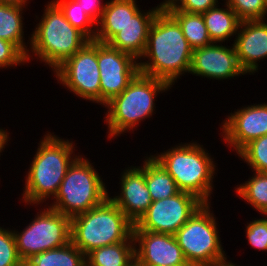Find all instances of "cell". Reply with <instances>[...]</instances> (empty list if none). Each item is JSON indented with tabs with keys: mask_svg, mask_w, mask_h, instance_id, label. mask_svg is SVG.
<instances>
[{
	"mask_svg": "<svg viewBox=\"0 0 267 266\" xmlns=\"http://www.w3.org/2000/svg\"><path fill=\"white\" fill-rule=\"evenodd\" d=\"M237 155L249 165L252 172L267 173V135L250 141Z\"/></svg>",
	"mask_w": 267,
	"mask_h": 266,
	"instance_id": "cell-28",
	"label": "cell"
},
{
	"mask_svg": "<svg viewBox=\"0 0 267 266\" xmlns=\"http://www.w3.org/2000/svg\"><path fill=\"white\" fill-rule=\"evenodd\" d=\"M84 12L97 24L102 17L103 11L107 6V2L101 3L103 0H75Z\"/></svg>",
	"mask_w": 267,
	"mask_h": 266,
	"instance_id": "cell-34",
	"label": "cell"
},
{
	"mask_svg": "<svg viewBox=\"0 0 267 266\" xmlns=\"http://www.w3.org/2000/svg\"><path fill=\"white\" fill-rule=\"evenodd\" d=\"M97 62L100 72V105L119 95L140 72L133 56L97 42Z\"/></svg>",
	"mask_w": 267,
	"mask_h": 266,
	"instance_id": "cell-12",
	"label": "cell"
},
{
	"mask_svg": "<svg viewBox=\"0 0 267 266\" xmlns=\"http://www.w3.org/2000/svg\"><path fill=\"white\" fill-rule=\"evenodd\" d=\"M60 85L91 103L100 105V72L97 62V41H88L54 71Z\"/></svg>",
	"mask_w": 267,
	"mask_h": 266,
	"instance_id": "cell-10",
	"label": "cell"
},
{
	"mask_svg": "<svg viewBox=\"0 0 267 266\" xmlns=\"http://www.w3.org/2000/svg\"><path fill=\"white\" fill-rule=\"evenodd\" d=\"M211 266H240V265H236L234 263H232L231 260H227V257L219 260L218 262H215L213 265Z\"/></svg>",
	"mask_w": 267,
	"mask_h": 266,
	"instance_id": "cell-38",
	"label": "cell"
},
{
	"mask_svg": "<svg viewBox=\"0 0 267 266\" xmlns=\"http://www.w3.org/2000/svg\"><path fill=\"white\" fill-rule=\"evenodd\" d=\"M0 266H24L20 259L13 230L0 226Z\"/></svg>",
	"mask_w": 267,
	"mask_h": 266,
	"instance_id": "cell-30",
	"label": "cell"
},
{
	"mask_svg": "<svg viewBox=\"0 0 267 266\" xmlns=\"http://www.w3.org/2000/svg\"><path fill=\"white\" fill-rule=\"evenodd\" d=\"M29 0H0V4H6V5H12V6H18V7H25L27 8V4Z\"/></svg>",
	"mask_w": 267,
	"mask_h": 266,
	"instance_id": "cell-36",
	"label": "cell"
},
{
	"mask_svg": "<svg viewBox=\"0 0 267 266\" xmlns=\"http://www.w3.org/2000/svg\"><path fill=\"white\" fill-rule=\"evenodd\" d=\"M247 243L259 251H267V220L265 217L250 221L246 225Z\"/></svg>",
	"mask_w": 267,
	"mask_h": 266,
	"instance_id": "cell-31",
	"label": "cell"
},
{
	"mask_svg": "<svg viewBox=\"0 0 267 266\" xmlns=\"http://www.w3.org/2000/svg\"><path fill=\"white\" fill-rule=\"evenodd\" d=\"M89 159L79 155L69 166L57 195L48 207L73 218L109 197L107 186Z\"/></svg>",
	"mask_w": 267,
	"mask_h": 266,
	"instance_id": "cell-7",
	"label": "cell"
},
{
	"mask_svg": "<svg viewBox=\"0 0 267 266\" xmlns=\"http://www.w3.org/2000/svg\"><path fill=\"white\" fill-rule=\"evenodd\" d=\"M134 242H120L92 250L86 255L89 266H133Z\"/></svg>",
	"mask_w": 267,
	"mask_h": 266,
	"instance_id": "cell-22",
	"label": "cell"
},
{
	"mask_svg": "<svg viewBox=\"0 0 267 266\" xmlns=\"http://www.w3.org/2000/svg\"><path fill=\"white\" fill-rule=\"evenodd\" d=\"M134 224L107 197L91 210L71 218V242L85 255L94 249L134 242Z\"/></svg>",
	"mask_w": 267,
	"mask_h": 266,
	"instance_id": "cell-6",
	"label": "cell"
},
{
	"mask_svg": "<svg viewBox=\"0 0 267 266\" xmlns=\"http://www.w3.org/2000/svg\"><path fill=\"white\" fill-rule=\"evenodd\" d=\"M233 45L246 75L258 72V61L267 58V20L241 21Z\"/></svg>",
	"mask_w": 267,
	"mask_h": 266,
	"instance_id": "cell-17",
	"label": "cell"
},
{
	"mask_svg": "<svg viewBox=\"0 0 267 266\" xmlns=\"http://www.w3.org/2000/svg\"><path fill=\"white\" fill-rule=\"evenodd\" d=\"M180 24L184 37L192 49L212 44L202 14L188 13L178 9L167 10Z\"/></svg>",
	"mask_w": 267,
	"mask_h": 266,
	"instance_id": "cell-25",
	"label": "cell"
},
{
	"mask_svg": "<svg viewBox=\"0 0 267 266\" xmlns=\"http://www.w3.org/2000/svg\"><path fill=\"white\" fill-rule=\"evenodd\" d=\"M218 4V0H180L174 7L169 9L202 14Z\"/></svg>",
	"mask_w": 267,
	"mask_h": 266,
	"instance_id": "cell-33",
	"label": "cell"
},
{
	"mask_svg": "<svg viewBox=\"0 0 267 266\" xmlns=\"http://www.w3.org/2000/svg\"><path fill=\"white\" fill-rule=\"evenodd\" d=\"M172 87L164 80L138 73L130 84L103 107L110 140L129 132L155 113V98ZM137 125V126H136Z\"/></svg>",
	"mask_w": 267,
	"mask_h": 266,
	"instance_id": "cell-4",
	"label": "cell"
},
{
	"mask_svg": "<svg viewBox=\"0 0 267 266\" xmlns=\"http://www.w3.org/2000/svg\"><path fill=\"white\" fill-rule=\"evenodd\" d=\"M30 35L27 42L30 44L26 56L27 63L31 61L32 55L37 56V61L44 62L52 71L90 41L66 20L63 12L53 1L45 5L44 13Z\"/></svg>",
	"mask_w": 267,
	"mask_h": 266,
	"instance_id": "cell-3",
	"label": "cell"
},
{
	"mask_svg": "<svg viewBox=\"0 0 267 266\" xmlns=\"http://www.w3.org/2000/svg\"><path fill=\"white\" fill-rule=\"evenodd\" d=\"M33 161L25 177L22 201L26 205H39L47 198L53 200L69 166L79 156L73 141L46 133L38 143Z\"/></svg>",
	"mask_w": 267,
	"mask_h": 266,
	"instance_id": "cell-2",
	"label": "cell"
},
{
	"mask_svg": "<svg viewBox=\"0 0 267 266\" xmlns=\"http://www.w3.org/2000/svg\"><path fill=\"white\" fill-rule=\"evenodd\" d=\"M9 139L10 138H9V132H8V130H4V129H1L0 128V153H3L4 152L3 149H5V146L10 141Z\"/></svg>",
	"mask_w": 267,
	"mask_h": 266,
	"instance_id": "cell-35",
	"label": "cell"
},
{
	"mask_svg": "<svg viewBox=\"0 0 267 266\" xmlns=\"http://www.w3.org/2000/svg\"><path fill=\"white\" fill-rule=\"evenodd\" d=\"M159 11L156 6L147 12L139 10L107 44L139 61L146 49L150 26Z\"/></svg>",
	"mask_w": 267,
	"mask_h": 266,
	"instance_id": "cell-18",
	"label": "cell"
},
{
	"mask_svg": "<svg viewBox=\"0 0 267 266\" xmlns=\"http://www.w3.org/2000/svg\"><path fill=\"white\" fill-rule=\"evenodd\" d=\"M212 43L208 46L195 48L192 53L190 74L208 79L225 80L244 76L235 47Z\"/></svg>",
	"mask_w": 267,
	"mask_h": 266,
	"instance_id": "cell-15",
	"label": "cell"
},
{
	"mask_svg": "<svg viewBox=\"0 0 267 266\" xmlns=\"http://www.w3.org/2000/svg\"><path fill=\"white\" fill-rule=\"evenodd\" d=\"M145 182L152 201L169 198L180 192L174 179L153 155L145 157Z\"/></svg>",
	"mask_w": 267,
	"mask_h": 266,
	"instance_id": "cell-21",
	"label": "cell"
},
{
	"mask_svg": "<svg viewBox=\"0 0 267 266\" xmlns=\"http://www.w3.org/2000/svg\"><path fill=\"white\" fill-rule=\"evenodd\" d=\"M226 8L219 4L202 13L209 37L213 43L229 41L231 36L236 37L241 20L225 2Z\"/></svg>",
	"mask_w": 267,
	"mask_h": 266,
	"instance_id": "cell-20",
	"label": "cell"
},
{
	"mask_svg": "<svg viewBox=\"0 0 267 266\" xmlns=\"http://www.w3.org/2000/svg\"><path fill=\"white\" fill-rule=\"evenodd\" d=\"M210 207L211 203H204L174 234L185 259L194 266H211L227 257Z\"/></svg>",
	"mask_w": 267,
	"mask_h": 266,
	"instance_id": "cell-8",
	"label": "cell"
},
{
	"mask_svg": "<svg viewBox=\"0 0 267 266\" xmlns=\"http://www.w3.org/2000/svg\"><path fill=\"white\" fill-rule=\"evenodd\" d=\"M241 21L266 20L267 3L264 0H225Z\"/></svg>",
	"mask_w": 267,
	"mask_h": 266,
	"instance_id": "cell-29",
	"label": "cell"
},
{
	"mask_svg": "<svg viewBox=\"0 0 267 266\" xmlns=\"http://www.w3.org/2000/svg\"><path fill=\"white\" fill-rule=\"evenodd\" d=\"M136 0H110L97 23L95 41L107 43L140 10Z\"/></svg>",
	"mask_w": 267,
	"mask_h": 266,
	"instance_id": "cell-19",
	"label": "cell"
},
{
	"mask_svg": "<svg viewBox=\"0 0 267 266\" xmlns=\"http://www.w3.org/2000/svg\"><path fill=\"white\" fill-rule=\"evenodd\" d=\"M25 7L0 4V39L13 43L25 56L29 48L26 46L23 11Z\"/></svg>",
	"mask_w": 267,
	"mask_h": 266,
	"instance_id": "cell-23",
	"label": "cell"
},
{
	"mask_svg": "<svg viewBox=\"0 0 267 266\" xmlns=\"http://www.w3.org/2000/svg\"><path fill=\"white\" fill-rule=\"evenodd\" d=\"M262 215L265 216V219L267 220V211H265Z\"/></svg>",
	"mask_w": 267,
	"mask_h": 266,
	"instance_id": "cell-39",
	"label": "cell"
},
{
	"mask_svg": "<svg viewBox=\"0 0 267 266\" xmlns=\"http://www.w3.org/2000/svg\"><path fill=\"white\" fill-rule=\"evenodd\" d=\"M27 63L26 56L11 42L0 39V69Z\"/></svg>",
	"mask_w": 267,
	"mask_h": 266,
	"instance_id": "cell-32",
	"label": "cell"
},
{
	"mask_svg": "<svg viewBox=\"0 0 267 266\" xmlns=\"http://www.w3.org/2000/svg\"><path fill=\"white\" fill-rule=\"evenodd\" d=\"M221 124L223 142L238 153L250 141L267 135V103L245 105Z\"/></svg>",
	"mask_w": 267,
	"mask_h": 266,
	"instance_id": "cell-13",
	"label": "cell"
},
{
	"mask_svg": "<svg viewBox=\"0 0 267 266\" xmlns=\"http://www.w3.org/2000/svg\"><path fill=\"white\" fill-rule=\"evenodd\" d=\"M180 0H163L160 4H158L156 7L159 10H168L171 7H174Z\"/></svg>",
	"mask_w": 267,
	"mask_h": 266,
	"instance_id": "cell-37",
	"label": "cell"
},
{
	"mask_svg": "<svg viewBox=\"0 0 267 266\" xmlns=\"http://www.w3.org/2000/svg\"><path fill=\"white\" fill-rule=\"evenodd\" d=\"M176 266H194V265H176Z\"/></svg>",
	"mask_w": 267,
	"mask_h": 266,
	"instance_id": "cell-40",
	"label": "cell"
},
{
	"mask_svg": "<svg viewBox=\"0 0 267 266\" xmlns=\"http://www.w3.org/2000/svg\"><path fill=\"white\" fill-rule=\"evenodd\" d=\"M86 255L72 242L65 246L37 253L24 266H84Z\"/></svg>",
	"mask_w": 267,
	"mask_h": 266,
	"instance_id": "cell-24",
	"label": "cell"
},
{
	"mask_svg": "<svg viewBox=\"0 0 267 266\" xmlns=\"http://www.w3.org/2000/svg\"><path fill=\"white\" fill-rule=\"evenodd\" d=\"M46 207L22 231L13 229L17 252L24 263L37 253L71 242V218Z\"/></svg>",
	"mask_w": 267,
	"mask_h": 266,
	"instance_id": "cell-9",
	"label": "cell"
},
{
	"mask_svg": "<svg viewBox=\"0 0 267 266\" xmlns=\"http://www.w3.org/2000/svg\"><path fill=\"white\" fill-rule=\"evenodd\" d=\"M142 166L125 168L120 176V194L109 195L125 216L135 224L152 203L151 194L145 182V160Z\"/></svg>",
	"mask_w": 267,
	"mask_h": 266,
	"instance_id": "cell-16",
	"label": "cell"
},
{
	"mask_svg": "<svg viewBox=\"0 0 267 266\" xmlns=\"http://www.w3.org/2000/svg\"><path fill=\"white\" fill-rule=\"evenodd\" d=\"M235 188L237 196L260 214L267 211V173L254 172L245 183Z\"/></svg>",
	"mask_w": 267,
	"mask_h": 266,
	"instance_id": "cell-26",
	"label": "cell"
},
{
	"mask_svg": "<svg viewBox=\"0 0 267 266\" xmlns=\"http://www.w3.org/2000/svg\"><path fill=\"white\" fill-rule=\"evenodd\" d=\"M133 239L137 266L192 265L172 234L133 230Z\"/></svg>",
	"mask_w": 267,
	"mask_h": 266,
	"instance_id": "cell-14",
	"label": "cell"
},
{
	"mask_svg": "<svg viewBox=\"0 0 267 266\" xmlns=\"http://www.w3.org/2000/svg\"><path fill=\"white\" fill-rule=\"evenodd\" d=\"M203 204L195 195L184 191L152 201L133 230L174 235Z\"/></svg>",
	"mask_w": 267,
	"mask_h": 266,
	"instance_id": "cell-11",
	"label": "cell"
},
{
	"mask_svg": "<svg viewBox=\"0 0 267 266\" xmlns=\"http://www.w3.org/2000/svg\"><path fill=\"white\" fill-rule=\"evenodd\" d=\"M63 12L66 20L89 40H95L97 24L84 12L75 0H52Z\"/></svg>",
	"mask_w": 267,
	"mask_h": 266,
	"instance_id": "cell-27",
	"label": "cell"
},
{
	"mask_svg": "<svg viewBox=\"0 0 267 266\" xmlns=\"http://www.w3.org/2000/svg\"><path fill=\"white\" fill-rule=\"evenodd\" d=\"M192 53L180 24L167 10H160L150 26L139 71L173 87L180 76L190 73Z\"/></svg>",
	"mask_w": 267,
	"mask_h": 266,
	"instance_id": "cell-1",
	"label": "cell"
},
{
	"mask_svg": "<svg viewBox=\"0 0 267 266\" xmlns=\"http://www.w3.org/2000/svg\"><path fill=\"white\" fill-rule=\"evenodd\" d=\"M153 156L174 179L180 191L195 195L203 203H211L217 165L203 145L195 141L181 142Z\"/></svg>",
	"mask_w": 267,
	"mask_h": 266,
	"instance_id": "cell-5",
	"label": "cell"
}]
</instances>
